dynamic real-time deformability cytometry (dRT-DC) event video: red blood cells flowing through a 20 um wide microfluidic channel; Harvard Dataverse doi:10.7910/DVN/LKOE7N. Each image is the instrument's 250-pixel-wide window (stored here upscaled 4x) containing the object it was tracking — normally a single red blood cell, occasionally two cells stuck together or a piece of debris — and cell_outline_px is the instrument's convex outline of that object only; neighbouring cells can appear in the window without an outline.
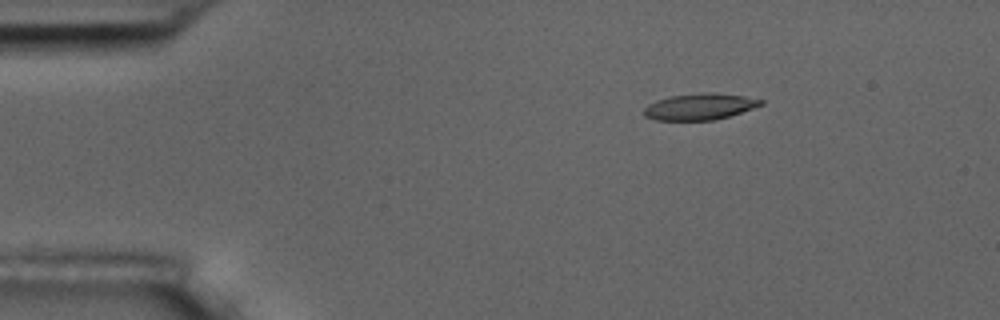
{"species": "common noctule bat (a hibernating species)", "species_latin": "Nyctalus noctula", "temperature_condition": "room temperature", "stored_images_in_passage": 4, "camera_frame_rate_fps": 3000, "um_per_image_px": 0.085, "animal": {"sex": "male", "body_mass_g": 17.5, "forearm_length_mm": 52.3}, "frame": {"image": 1, "passage_image": 2, "time_ms": 2.0, "image_size_px": [1000, 320], "cell_outline_px": [[764, 104], [728, 116], [712, 120], [656, 120], [644, 116], [644, 108], [648, 104], [656, 100], [672, 96], [700, 92], [712, 92], [744, 96], [764, 100]], "centroid_in_image_um": [59.46, 9.05], "position_along_channel_um": 25.5, "area_um2": 17.86}}